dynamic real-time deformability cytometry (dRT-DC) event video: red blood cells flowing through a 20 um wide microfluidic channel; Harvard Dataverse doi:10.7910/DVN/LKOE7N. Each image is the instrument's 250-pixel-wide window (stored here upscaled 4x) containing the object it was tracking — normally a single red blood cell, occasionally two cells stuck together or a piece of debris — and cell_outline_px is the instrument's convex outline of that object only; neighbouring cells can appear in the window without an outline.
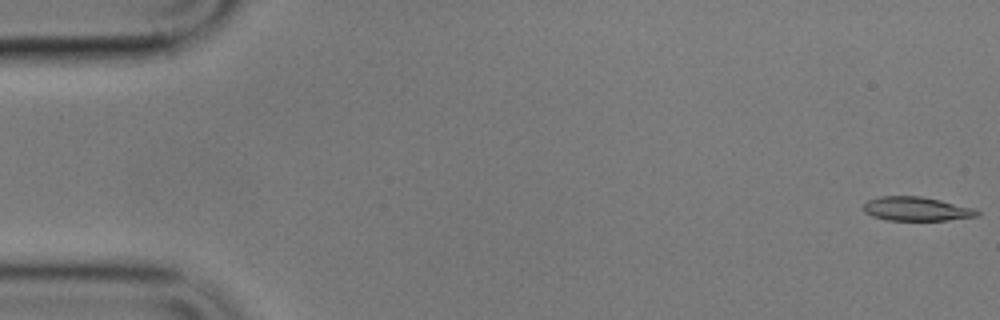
{"species": "common noctule bat (a hibernating species)", "species_latin": "Nyctalus noctula", "temperature_condition": "cold", "stored_images_in_passage": 8, "camera_frame_rate_fps": 3000, "um_per_image_px": 0.085, "animal": {"sex": "male", "body_mass_g": 17.9}, "frame": {"image": 1, "passage_image": 1, "time_ms": 0.0, "image_size_px": [1000, 320], "cell_outline_px": [[980, 216], [948, 220], [888, 220], [872, 216], [864, 212], [864, 204], [868, 200], [880, 196], [920, 196], [940, 200], [976, 208], [980, 212]], "centroid_in_image_um": [77.94, 17.75], "position_along_channel_um": 7.1, "area_um2": 15.95}}
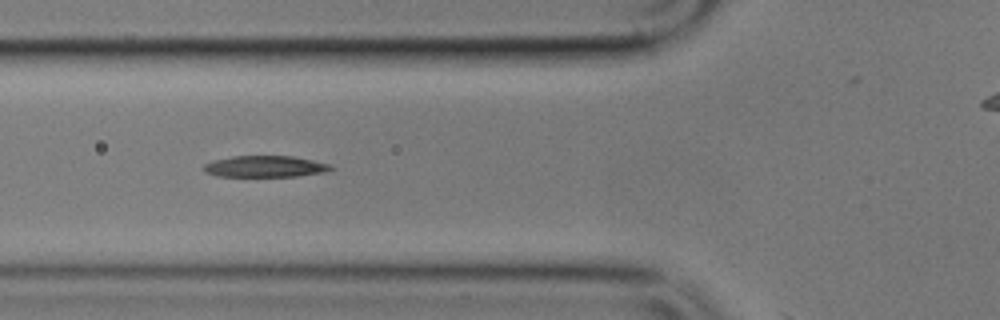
{"frame": {"image": 2, "passage_image": 6, "time_ms": 6.667, "image_size_px": [1000, 320], "cell_outline_px": [[336, 168], [324, 172], [296, 176], [216, 176], [204, 172], [204, 164], [212, 160], [232, 156], [292, 156], [332, 164]], "centroid_in_image_um": [22.54, 14.14], "position_along_channel_um": 103.3, "area_um2": 15.9}}